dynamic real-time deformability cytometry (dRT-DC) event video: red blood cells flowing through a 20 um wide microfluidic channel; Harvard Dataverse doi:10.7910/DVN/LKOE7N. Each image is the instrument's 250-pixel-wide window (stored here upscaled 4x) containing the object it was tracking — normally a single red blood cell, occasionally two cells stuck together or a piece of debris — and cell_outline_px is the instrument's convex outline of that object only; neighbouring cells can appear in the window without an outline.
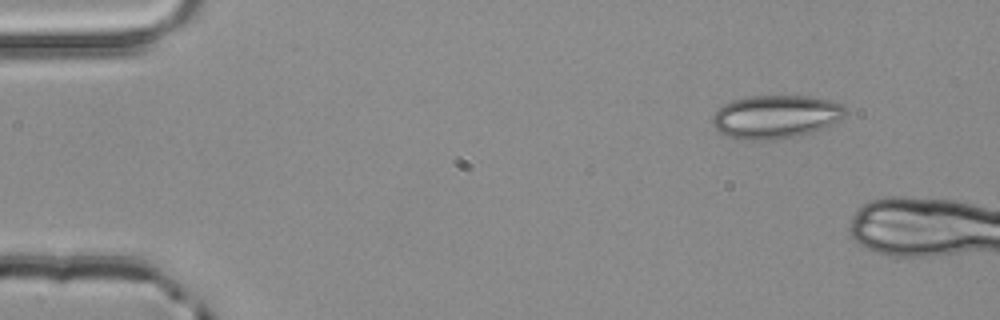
{"species": "common noctule bat (a hibernating species)", "species_latin": "Nyctalus noctula", "temperature_condition": "room temperature", "stored_images_in_passage": 3, "camera_frame_rate_fps": 3000, "um_per_image_px": 0.085, "animal": {"sex": "male", "body_mass_g": 20.4}, "frame": {"image": 1, "passage_image": 1, "time_ms": 0.0, "image_size_px": [1000, 320], "cell_outline_px": [[848, 112], [840, 120], [824, 128], [796, 136], [768, 140], [744, 140], [728, 136], [720, 132], [712, 124], [712, 116], [724, 104], [732, 100], [748, 96], [812, 96], [832, 100], [840, 104]], "centroid_in_image_um": [65.95, 9.91], "position_along_channel_um": 19.1, "area_um2": 33.58}}